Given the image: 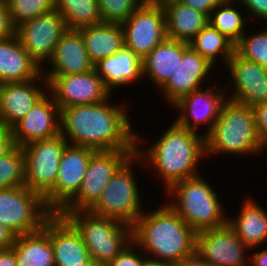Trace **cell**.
I'll return each instance as SVG.
<instances>
[{
	"instance_id": "1",
	"label": "cell",
	"mask_w": 267,
	"mask_h": 266,
	"mask_svg": "<svg viewBox=\"0 0 267 266\" xmlns=\"http://www.w3.org/2000/svg\"><path fill=\"white\" fill-rule=\"evenodd\" d=\"M111 97L97 104L61 109L60 134L69 144L96 151L137 149V133L128 114L130 107L116 105Z\"/></svg>"
},
{
	"instance_id": "2",
	"label": "cell",
	"mask_w": 267,
	"mask_h": 266,
	"mask_svg": "<svg viewBox=\"0 0 267 266\" xmlns=\"http://www.w3.org/2000/svg\"><path fill=\"white\" fill-rule=\"evenodd\" d=\"M172 121L153 144L150 142L153 146L147 145L148 148L140 147L144 140L137 132L136 154L148 172L151 169L155 178L162 180L164 192L177 182L200 175L199 164L206 158L205 136Z\"/></svg>"
},
{
	"instance_id": "3",
	"label": "cell",
	"mask_w": 267,
	"mask_h": 266,
	"mask_svg": "<svg viewBox=\"0 0 267 266\" xmlns=\"http://www.w3.org/2000/svg\"><path fill=\"white\" fill-rule=\"evenodd\" d=\"M161 204L139 216L132 225V240L153 260L174 263L194 255L196 231L167 201Z\"/></svg>"
},
{
	"instance_id": "4",
	"label": "cell",
	"mask_w": 267,
	"mask_h": 266,
	"mask_svg": "<svg viewBox=\"0 0 267 266\" xmlns=\"http://www.w3.org/2000/svg\"><path fill=\"white\" fill-rule=\"evenodd\" d=\"M205 144L206 157L210 158L220 154L260 157L267 151L258 137L253 108L230 98L222 104Z\"/></svg>"
},
{
	"instance_id": "5",
	"label": "cell",
	"mask_w": 267,
	"mask_h": 266,
	"mask_svg": "<svg viewBox=\"0 0 267 266\" xmlns=\"http://www.w3.org/2000/svg\"><path fill=\"white\" fill-rule=\"evenodd\" d=\"M202 175L173 184L166 192L168 204L196 232L223 226L228 216L214 186ZM174 198V199H173ZM173 199V200H172Z\"/></svg>"
},
{
	"instance_id": "6",
	"label": "cell",
	"mask_w": 267,
	"mask_h": 266,
	"mask_svg": "<svg viewBox=\"0 0 267 266\" xmlns=\"http://www.w3.org/2000/svg\"><path fill=\"white\" fill-rule=\"evenodd\" d=\"M65 218L80 233L90 257L101 266H106L132 241V226L115 218L90 211H75Z\"/></svg>"
},
{
	"instance_id": "7",
	"label": "cell",
	"mask_w": 267,
	"mask_h": 266,
	"mask_svg": "<svg viewBox=\"0 0 267 266\" xmlns=\"http://www.w3.org/2000/svg\"><path fill=\"white\" fill-rule=\"evenodd\" d=\"M137 165L144 170L143 160L135 154L115 173L98 201L88 211L97 216L115 218L132 226L144 212L143 207H147L142 206L143 195L139 192L142 190H139L138 177L133 171Z\"/></svg>"
},
{
	"instance_id": "8",
	"label": "cell",
	"mask_w": 267,
	"mask_h": 266,
	"mask_svg": "<svg viewBox=\"0 0 267 266\" xmlns=\"http://www.w3.org/2000/svg\"><path fill=\"white\" fill-rule=\"evenodd\" d=\"M54 213L26 186L0 189V224L16 236L39 231Z\"/></svg>"
},
{
	"instance_id": "9",
	"label": "cell",
	"mask_w": 267,
	"mask_h": 266,
	"mask_svg": "<svg viewBox=\"0 0 267 266\" xmlns=\"http://www.w3.org/2000/svg\"><path fill=\"white\" fill-rule=\"evenodd\" d=\"M135 154L136 150L95 151L88 162L79 192L58 214L65 217L75 211H88L115 173Z\"/></svg>"
},
{
	"instance_id": "10",
	"label": "cell",
	"mask_w": 267,
	"mask_h": 266,
	"mask_svg": "<svg viewBox=\"0 0 267 266\" xmlns=\"http://www.w3.org/2000/svg\"><path fill=\"white\" fill-rule=\"evenodd\" d=\"M68 141L58 134L23 146L25 154V184L45 198L56 184L58 167Z\"/></svg>"
},
{
	"instance_id": "11",
	"label": "cell",
	"mask_w": 267,
	"mask_h": 266,
	"mask_svg": "<svg viewBox=\"0 0 267 266\" xmlns=\"http://www.w3.org/2000/svg\"><path fill=\"white\" fill-rule=\"evenodd\" d=\"M124 44L141 59L167 38L161 2L145 0L123 23Z\"/></svg>"
},
{
	"instance_id": "12",
	"label": "cell",
	"mask_w": 267,
	"mask_h": 266,
	"mask_svg": "<svg viewBox=\"0 0 267 266\" xmlns=\"http://www.w3.org/2000/svg\"><path fill=\"white\" fill-rule=\"evenodd\" d=\"M226 99L225 86L208 84V87L204 86L183 96L171 106L173 110L176 109V113L178 112L174 121L183 128L201 134L200 125L202 127L204 125L203 135L206 136L217 121L221 106Z\"/></svg>"
},
{
	"instance_id": "13",
	"label": "cell",
	"mask_w": 267,
	"mask_h": 266,
	"mask_svg": "<svg viewBox=\"0 0 267 266\" xmlns=\"http://www.w3.org/2000/svg\"><path fill=\"white\" fill-rule=\"evenodd\" d=\"M48 83V92L60 110L71 106L97 104L111 94L95 68L81 74L43 75Z\"/></svg>"
},
{
	"instance_id": "14",
	"label": "cell",
	"mask_w": 267,
	"mask_h": 266,
	"mask_svg": "<svg viewBox=\"0 0 267 266\" xmlns=\"http://www.w3.org/2000/svg\"><path fill=\"white\" fill-rule=\"evenodd\" d=\"M67 30L64 18L54 9L20 23L16 26V36L30 57L42 68Z\"/></svg>"
},
{
	"instance_id": "15",
	"label": "cell",
	"mask_w": 267,
	"mask_h": 266,
	"mask_svg": "<svg viewBox=\"0 0 267 266\" xmlns=\"http://www.w3.org/2000/svg\"><path fill=\"white\" fill-rule=\"evenodd\" d=\"M250 250L228 222L196 232L195 253L212 266H249Z\"/></svg>"
},
{
	"instance_id": "16",
	"label": "cell",
	"mask_w": 267,
	"mask_h": 266,
	"mask_svg": "<svg viewBox=\"0 0 267 266\" xmlns=\"http://www.w3.org/2000/svg\"><path fill=\"white\" fill-rule=\"evenodd\" d=\"M96 150L68 144L61 156L53 190L44 198L53 213H59L79 192L88 162Z\"/></svg>"
},
{
	"instance_id": "17",
	"label": "cell",
	"mask_w": 267,
	"mask_h": 266,
	"mask_svg": "<svg viewBox=\"0 0 267 266\" xmlns=\"http://www.w3.org/2000/svg\"><path fill=\"white\" fill-rule=\"evenodd\" d=\"M226 67L230 77L225 84L227 98L251 107L267 101L266 68L246 60L236 52L233 53Z\"/></svg>"
},
{
	"instance_id": "18",
	"label": "cell",
	"mask_w": 267,
	"mask_h": 266,
	"mask_svg": "<svg viewBox=\"0 0 267 266\" xmlns=\"http://www.w3.org/2000/svg\"><path fill=\"white\" fill-rule=\"evenodd\" d=\"M61 110L47 92L12 128L14 144L23 147L31 142L60 134Z\"/></svg>"
},
{
	"instance_id": "19",
	"label": "cell",
	"mask_w": 267,
	"mask_h": 266,
	"mask_svg": "<svg viewBox=\"0 0 267 266\" xmlns=\"http://www.w3.org/2000/svg\"><path fill=\"white\" fill-rule=\"evenodd\" d=\"M215 67L190 47L183 53L180 65L160 88L163 100L172 106L183 96L203 88L209 83ZM211 72V73H210ZM210 76V77H209ZM208 78V79H207Z\"/></svg>"
},
{
	"instance_id": "20",
	"label": "cell",
	"mask_w": 267,
	"mask_h": 266,
	"mask_svg": "<svg viewBox=\"0 0 267 266\" xmlns=\"http://www.w3.org/2000/svg\"><path fill=\"white\" fill-rule=\"evenodd\" d=\"M47 92L48 83L42 73L26 82L0 84L1 126L11 129Z\"/></svg>"
},
{
	"instance_id": "21",
	"label": "cell",
	"mask_w": 267,
	"mask_h": 266,
	"mask_svg": "<svg viewBox=\"0 0 267 266\" xmlns=\"http://www.w3.org/2000/svg\"><path fill=\"white\" fill-rule=\"evenodd\" d=\"M45 65L49 67L41 68L42 75L81 74L94 69L82 35L77 29H68L62 35Z\"/></svg>"
},
{
	"instance_id": "22",
	"label": "cell",
	"mask_w": 267,
	"mask_h": 266,
	"mask_svg": "<svg viewBox=\"0 0 267 266\" xmlns=\"http://www.w3.org/2000/svg\"><path fill=\"white\" fill-rule=\"evenodd\" d=\"M50 241L54 250L55 266L83 265L90 258L80 233L58 213L50 217Z\"/></svg>"
},
{
	"instance_id": "23",
	"label": "cell",
	"mask_w": 267,
	"mask_h": 266,
	"mask_svg": "<svg viewBox=\"0 0 267 266\" xmlns=\"http://www.w3.org/2000/svg\"><path fill=\"white\" fill-rule=\"evenodd\" d=\"M94 68L110 94L118 87L143 80L142 59L125 45L114 55L100 60Z\"/></svg>"
},
{
	"instance_id": "24",
	"label": "cell",
	"mask_w": 267,
	"mask_h": 266,
	"mask_svg": "<svg viewBox=\"0 0 267 266\" xmlns=\"http://www.w3.org/2000/svg\"><path fill=\"white\" fill-rule=\"evenodd\" d=\"M42 73L17 36L0 41V84L26 82Z\"/></svg>"
},
{
	"instance_id": "25",
	"label": "cell",
	"mask_w": 267,
	"mask_h": 266,
	"mask_svg": "<svg viewBox=\"0 0 267 266\" xmlns=\"http://www.w3.org/2000/svg\"><path fill=\"white\" fill-rule=\"evenodd\" d=\"M189 44L166 38L142 59L143 77L149 78L154 89H160L182 61Z\"/></svg>"
},
{
	"instance_id": "26",
	"label": "cell",
	"mask_w": 267,
	"mask_h": 266,
	"mask_svg": "<svg viewBox=\"0 0 267 266\" xmlns=\"http://www.w3.org/2000/svg\"><path fill=\"white\" fill-rule=\"evenodd\" d=\"M246 198L237 216H229L227 222L246 246L257 250L267 242V210L252 196Z\"/></svg>"
},
{
	"instance_id": "27",
	"label": "cell",
	"mask_w": 267,
	"mask_h": 266,
	"mask_svg": "<svg viewBox=\"0 0 267 266\" xmlns=\"http://www.w3.org/2000/svg\"><path fill=\"white\" fill-rule=\"evenodd\" d=\"M167 38L188 43L209 22V16L186 6L178 0H163Z\"/></svg>"
},
{
	"instance_id": "28",
	"label": "cell",
	"mask_w": 267,
	"mask_h": 266,
	"mask_svg": "<svg viewBox=\"0 0 267 266\" xmlns=\"http://www.w3.org/2000/svg\"><path fill=\"white\" fill-rule=\"evenodd\" d=\"M11 248L15 252L17 266H55L50 218L39 231L16 236Z\"/></svg>"
},
{
	"instance_id": "29",
	"label": "cell",
	"mask_w": 267,
	"mask_h": 266,
	"mask_svg": "<svg viewBox=\"0 0 267 266\" xmlns=\"http://www.w3.org/2000/svg\"><path fill=\"white\" fill-rule=\"evenodd\" d=\"M84 40L91 62L114 55L124 44V32L120 23L101 22L77 29Z\"/></svg>"
},
{
	"instance_id": "30",
	"label": "cell",
	"mask_w": 267,
	"mask_h": 266,
	"mask_svg": "<svg viewBox=\"0 0 267 266\" xmlns=\"http://www.w3.org/2000/svg\"><path fill=\"white\" fill-rule=\"evenodd\" d=\"M188 44L215 68L217 60L223 61L218 64L226 66L235 52V44L209 23Z\"/></svg>"
},
{
	"instance_id": "31",
	"label": "cell",
	"mask_w": 267,
	"mask_h": 266,
	"mask_svg": "<svg viewBox=\"0 0 267 266\" xmlns=\"http://www.w3.org/2000/svg\"><path fill=\"white\" fill-rule=\"evenodd\" d=\"M237 0H222L210 13L208 22L220 33L236 44L247 31L246 23L250 21L242 5L238 7ZM236 4V5H235ZM237 7V9H236ZM245 28V29H244Z\"/></svg>"
},
{
	"instance_id": "32",
	"label": "cell",
	"mask_w": 267,
	"mask_h": 266,
	"mask_svg": "<svg viewBox=\"0 0 267 266\" xmlns=\"http://www.w3.org/2000/svg\"><path fill=\"white\" fill-rule=\"evenodd\" d=\"M55 9L68 29H79L102 22L97 0H55Z\"/></svg>"
},
{
	"instance_id": "33",
	"label": "cell",
	"mask_w": 267,
	"mask_h": 266,
	"mask_svg": "<svg viewBox=\"0 0 267 266\" xmlns=\"http://www.w3.org/2000/svg\"><path fill=\"white\" fill-rule=\"evenodd\" d=\"M25 184V154L15 145L0 157V189L20 187Z\"/></svg>"
},
{
	"instance_id": "34",
	"label": "cell",
	"mask_w": 267,
	"mask_h": 266,
	"mask_svg": "<svg viewBox=\"0 0 267 266\" xmlns=\"http://www.w3.org/2000/svg\"><path fill=\"white\" fill-rule=\"evenodd\" d=\"M259 30L246 31L235 44V52L267 69V26Z\"/></svg>"
},
{
	"instance_id": "35",
	"label": "cell",
	"mask_w": 267,
	"mask_h": 266,
	"mask_svg": "<svg viewBox=\"0 0 267 266\" xmlns=\"http://www.w3.org/2000/svg\"><path fill=\"white\" fill-rule=\"evenodd\" d=\"M11 19L15 26L49 13L55 9V0H10L8 2Z\"/></svg>"
},
{
	"instance_id": "36",
	"label": "cell",
	"mask_w": 267,
	"mask_h": 266,
	"mask_svg": "<svg viewBox=\"0 0 267 266\" xmlns=\"http://www.w3.org/2000/svg\"><path fill=\"white\" fill-rule=\"evenodd\" d=\"M102 22L123 23L145 0H97Z\"/></svg>"
},
{
	"instance_id": "37",
	"label": "cell",
	"mask_w": 267,
	"mask_h": 266,
	"mask_svg": "<svg viewBox=\"0 0 267 266\" xmlns=\"http://www.w3.org/2000/svg\"><path fill=\"white\" fill-rule=\"evenodd\" d=\"M139 252V253H138ZM141 254V255H140ZM147 256L132 240L112 261L106 266H142Z\"/></svg>"
},
{
	"instance_id": "38",
	"label": "cell",
	"mask_w": 267,
	"mask_h": 266,
	"mask_svg": "<svg viewBox=\"0 0 267 266\" xmlns=\"http://www.w3.org/2000/svg\"><path fill=\"white\" fill-rule=\"evenodd\" d=\"M238 5H242L243 9L248 13L250 22L257 19L262 20L263 24H267V0H237ZM264 21V22H263ZM266 21V22H265Z\"/></svg>"
},
{
	"instance_id": "39",
	"label": "cell",
	"mask_w": 267,
	"mask_h": 266,
	"mask_svg": "<svg viewBox=\"0 0 267 266\" xmlns=\"http://www.w3.org/2000/svg\"><path fill=\"white\" fill-rule=\"evenodd\" d=\"M255 116V125L261 143L267 148V101L252 107Z\"/></svg>"
},
{
	"instance_id": "40",
	"label": "cell",
	"mask_w": 267,
	"mask_h": 266,
	"mask_svg": "<svg viewBox=\"0 0 267 266\" xmlns=\"http://www.w3.org/2000/svg\"><path fill=\"white\" fill-rule=\"evenodd\" d=\"M16 35V26L11 19L8 3L0 2V41Z\"/></svg>"
},
{
	"instance_id": "41",
	"label": "cell",
	"mask_w": 267,
	"mask_h": 266,
	"mask_svg": "<svg viewBox=\"0 0 267 266\" xmlns=\"http://www.w3.org/2000/svg\"><path fill=\"white\" fill-rule=\"evenodd\" d=\"M186 6L204 12L208 16L222 0H178Z\"/></svg>"
},
{
	"instance_id": "42",
	"label": "cell",
	"mask_w": 267,
	"mask_h": 266,
	"mask_svg": "<svg viewBox=\"0 0 267 266\" xmlns=\"http://www.w3.org/2000/svg\"><path fill=\"white\" fill-rule=\"evenodd\" d=\"M15 146L12 131L4 126L0 127V157L5 155Z\"/></svg>"
},
{
	"instance_id": "43",
	"label": "cell",
	"mask_w": 267,
	"mask_h": 266,
	"mask_svg": "<svg viewBox=\"0 0 267 266\" xmlns=\"http://www.w3.org/2000/svg\"><path fill=\"white\" fill-rule=\"evenodd\" d=\"M16 235L4 225L0 224V249H8L15 242Z\"/></svg>"
},
{
	"instance_id": "44",
	"label": "cell",
	"mask_w": 267,
	"mask_h": 266,
	"mask_svg": "<svg viewBox=\"0 0 267 266\" xmlns=\"http://www.w3.org/2000/svg\"><path fill=\"white\" fill-rule=\"evenodd\" d=\"M260 248H262V249L258 250V251H255V248H252L250 250L251 253H250L249 257H251V258H250V265L249 266H267V247L263 248L260 246Z\"/></svg>"
},
{
	"instance_id": "45",
	"label": "cell",
	"mask_w": 267,
	"mask_h": 266,
	"mask_svg": "<svg viewBox=\"0 0 267 266\" xmlns=\"http://www.w3.org/2000/svg\"><path fill=\"white\" fill-rule=\"evenodd\" d=\"M172 266H212L207 261L200 258L196 253L190 257L184 258L178 262L172 263Z\"/></svg>"
},
{
	"instance_id": "46",
	"label": "cell",
	"mask_w": 267,
	"mask_h": 266,
	"mask_svg": "<svg viewBox=\"0 0 267 266\" xmlns=\"http://www.w3.org/2000/svg\"><path fill=\"white\" fill-rule=\"evenodd\" d=\"M0 266H17L16 255L12 248L0 249Z\"/></svg>"
},
{
	"instance_id": "47",
	"label": "cell",
	"mask_w": 267,
	"mask_h": 266,
	"mask_svg": "<svg viewBox=\"0 0 267 266\" xmlns=\"http://www.w3.org/2000/svg\"><path fill=\"white\" fill-rule=\"evenodd\" d=\"M142 266H172V263L146 258Z\"/></svg>"
},
{
	"instance_id": "48",
	"label": "cell",
	"mask_w": 267,
	"mask_h": 266,
	"mask_svg": "<svg viewBox=\"0 0 267 266\" xmlns=\"http://www.w3.org/2000/svg\"><path fill=\"white\" fill-rule=\"evenodd\" d=\"M75 266H101L100 264L96 263L91 257L83 262V265H75Z\"/></svg>"
},
{
	"instance_id": "49",
	"label": "cell",
	"mask_w": 267,
	"mask_h": 266,
	"mask_svg": "<svg viewBox=\"0 0 267 266\" xmlns=\"http://www.w3.org/2000/svg\"><path fill=\"white\" fill-rule=\"evenodd\" d=\"M10 0H0L2 3H8Z\"/></svg>"
}]
</instances>
